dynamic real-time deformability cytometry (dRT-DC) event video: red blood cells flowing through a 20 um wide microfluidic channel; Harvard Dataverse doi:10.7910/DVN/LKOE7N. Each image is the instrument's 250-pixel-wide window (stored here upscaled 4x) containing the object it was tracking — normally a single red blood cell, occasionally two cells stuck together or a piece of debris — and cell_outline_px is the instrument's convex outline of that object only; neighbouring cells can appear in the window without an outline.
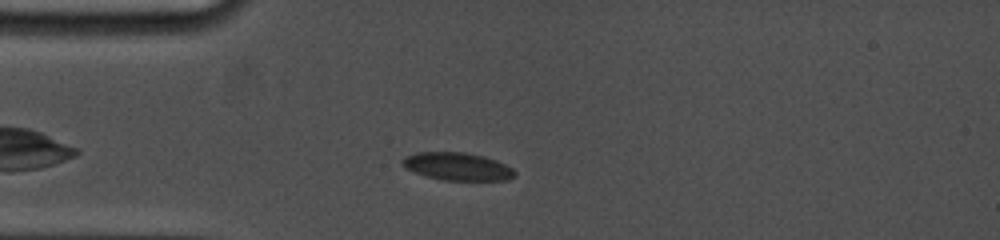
{"species": "common noctule bat (a hibernating species)", "species_latin": "Nyctalus noctula", "temperature_condition": "cold", "stored_images_in_passage": 29, "camera_frame_rate_fps": 5000, "um_per_image_px": 0.085, "animal": {"sex": "female", "body_mass_g": 19.0, "forearm_length_mm": 53.3}, "frame": {"image": 1, "passage_image": 4, "time_ms": 2.2, "image_size_px": [1000, 240], "cell_outline_px": [[516, 176], [508, 180], [444, 180], [428, 176], [404, 168], [400, 164], [400, 160], [404, 156], [416, 152], [464, 152], [484, 156], [496, 160], [512, 168], [516, 172]], "centroid_in_image_um": [38.86, 14.14], "position_along_channel_um": 46.1, "area_um2": 18.26}}
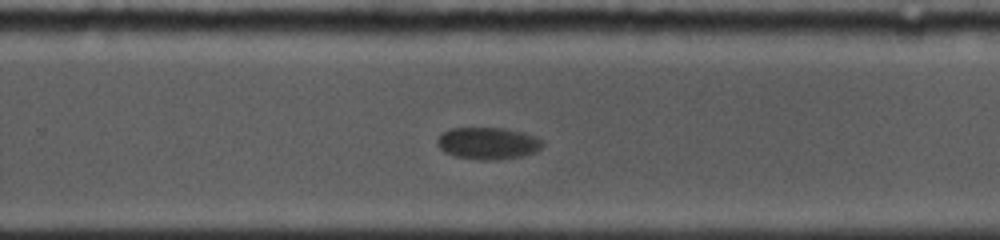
{"frame": {"image": 2, "passage_image": 18, "time_ms": 9.4, "image_size_px": [1000, 240], "cell_outline_px": [[544, 144], [536, 152], [524, 156], [496, 160], [480, 160], [452, 156], [444, 152], [436, 144], [436, 140], [444, 132], [452, 128], [504, 128], [524, 132], [536, 136], [544, 140]], "centroid_in_image_um": [41.5, 12.19], "position_along_channel_um": 288.3, "area_um2": 19.94}}
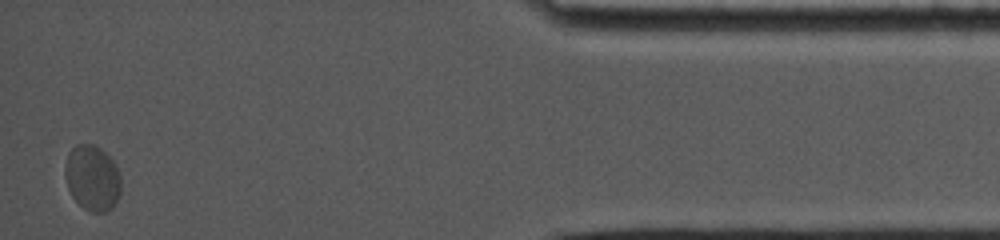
{"frame": {"image": 3, "passage_image": 29, "time_ms": 14.8, "image_size_px": [1000, 240], "cell_outline_px": [[120, 196], [112, 208], [104, 212], [92, 212], [84, 208], [72, 196], [68, 188], [64, 176], [64, 168], [68, 152], [76, 144], [92, 144], [100, 148], [116, 164], [120, 176]], "centroid_in_image_um": [7.84, 15.12], "position_along_channel_um": 427.4, "area_um2": 21.44}, "authors_computed_cell_mechanics": {"area_um2": 20.0566, "velocity_mm_per_s": 3.5529, "shape_relaxation_time_tau1_ms": 4.6366, "shape_relaxation_time_tau2_ms": null, "deformation_change_tau1": 0.0666, "deformation_change_tau2": null}}